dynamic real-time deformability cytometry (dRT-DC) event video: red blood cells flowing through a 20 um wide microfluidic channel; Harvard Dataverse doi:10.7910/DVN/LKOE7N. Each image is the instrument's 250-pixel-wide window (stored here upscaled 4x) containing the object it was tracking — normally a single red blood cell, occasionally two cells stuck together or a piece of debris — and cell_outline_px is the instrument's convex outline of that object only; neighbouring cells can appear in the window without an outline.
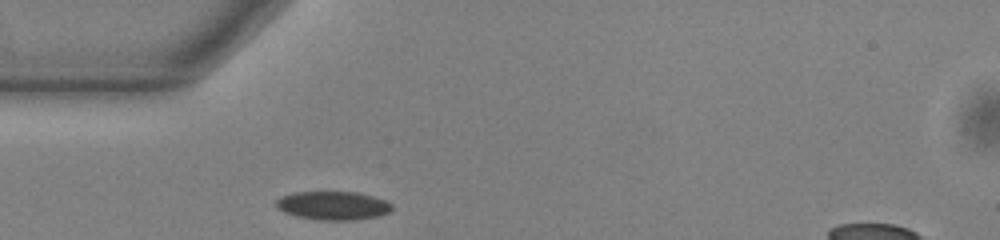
{"species": "common noctule bat (a hibernating species)", "species_latin": "Nyctalus noctula", "temperature_condition": "warm", "stored_images_in_passage": 38, "camera_frame_rate_fps": 3000, "um_per_image_px": 0.085, "animal": {"sex": "male", "body_mass_g": 13.0, "forearm_length_mm": 53.1}, "frame": {"image": 1, "passage_image": 1, "time_ms": 0.0, "image_size_px": [1000, 240], "cell_outline_px": [[392, 208], [388, 212], [380, 216], [356, 220], [320, 220], [296, 216], [284, 212], [276, 208], [276, 200], [280, 196], [296, 192], [356, 192], [372, 196], [384, 200], [392, 204]], "centroid_in_image_um": [28.29, 17.48], "position_along_channel_um": 56.7, "area_um2": 19.31}}
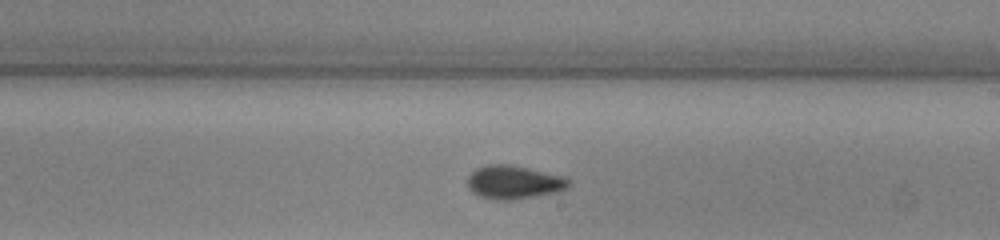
{"frame": {"image": 2, "passage_image": 16, "time_ms": 5.0, "image_size_px": [1000, 240], "cell_outline_px": [[572, 180], [568, 188], [560, 192], [512, 200], [492, 200], [480, 196], [472, 192], [468, 188], [468, 176], [476, 168], [484, 164], [508, 164], [528, 168], [564, 176]], "centroid_in_image_um": [43.7, 15.49], "position_along_channel_um": 245.3, "area_um2": 20.06}}
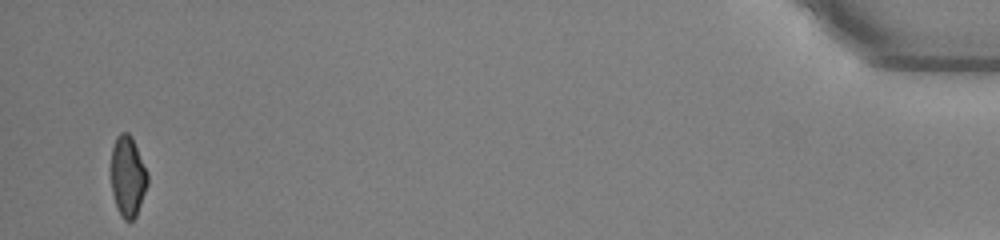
{"frame": {"image": 3, "passage_image": 37, "time_ms": 12.0, "image_size_px": [1000, 240], "cell_outline_px": [[148, 184], [136, 216], [132, 220], [124, 220], [120, 216], [116, 208], [112, 192], [112, 148], [116, 136], [120, 132], [128, 132], [132, 136], [148, 172]], "centroid_in_image_um": [10.87, 14.98], "position_along_channel_um": 424.3, "area_um2": 17.28}}